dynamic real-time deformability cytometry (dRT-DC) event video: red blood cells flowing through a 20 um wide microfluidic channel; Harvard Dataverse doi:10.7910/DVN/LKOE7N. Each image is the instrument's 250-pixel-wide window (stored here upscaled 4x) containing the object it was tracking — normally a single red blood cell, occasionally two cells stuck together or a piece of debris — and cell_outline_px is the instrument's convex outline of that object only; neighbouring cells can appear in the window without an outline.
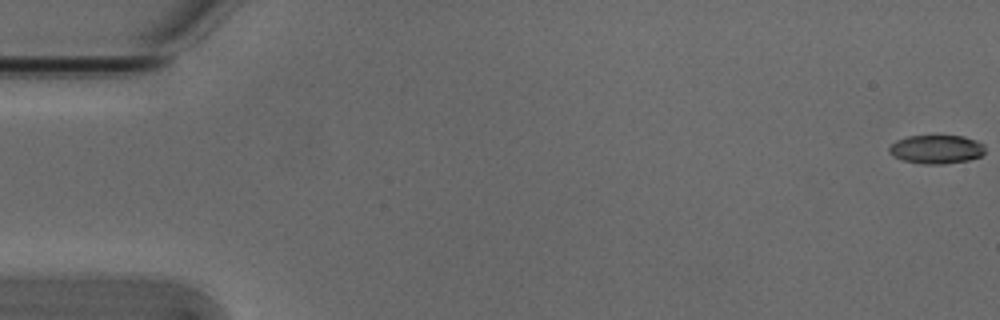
{"species": "Egyptian fruit bat (a non-hibernating species)", "species_latin": "Rousettus aegyptiacus", "temperature_condition": "cold", "stored_images_in_passage": 54, "camera_frame_rate_fps": 3000, "um_per_image_px": 0.085, "animal": {"sex": "male"}, "frame": {"image": 1, "passage_image": 1, "time_ms": 0.0, "image_size_px": [1000, 320], "cell_outline_px": [[984, 152], [980, 156], [968, 160], [944, 164], [924, 164], [904, 160], [892, 156], [888, 152], [888, 148], [896, 140], [908, 136], [964, 136], [976, 140], [984, 144]], "centroid_in_image_um": [79.58, 12.69], "position_along_channel_um": 5.4, "area_um2": 16.01}}
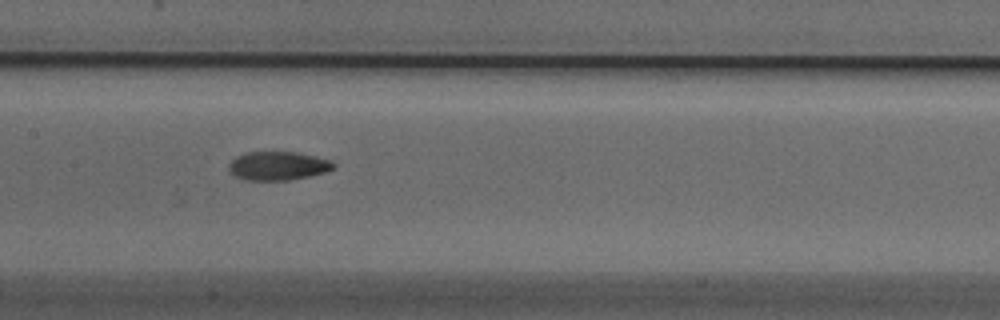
{"frame": {"image": 2, "passage_image": 27, "time_ms": 8.667, "image_size_px": [1000, 320], "cell_outline_px": [[336, 168], [324, 172], [308, 176], [288, 180], [244, 180], [228, 172], [228, 164], [236, 156], [248, 152], [296, 152], [316, 156], [332, 160], [336, 164]], "centroid_in_image_um": [23.63, 14.09], "position_along_channel_um": 183.8, "area_um2": 17.63}}
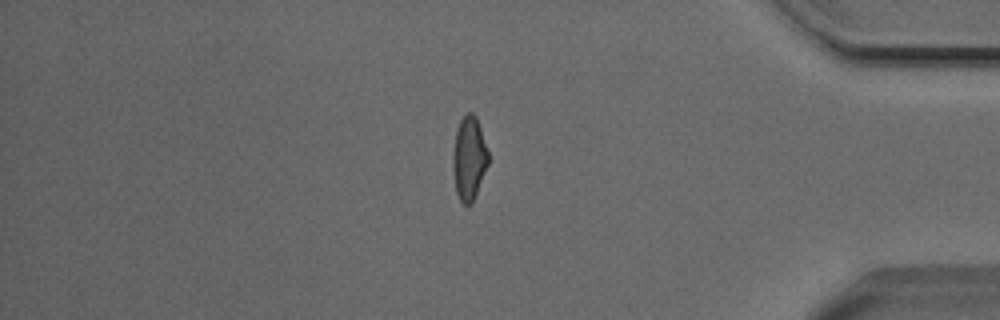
{"frame": {"image": 3, "passage_image": 46, "time_ms": 15.0, "image_size_px": [1000, 320], "cell_outline_px": [[488, 164], [472, 204], [464, 204], [460, 200], [456, 192], [452, 168], [452, 156], [456, 128], [460, 120], [468, 112], [472, 112], [476, 116], [488, 152]], "centroid_in_image_um": [39.85, 13.45], "position_along_channel_um": 395.4, "area_um2": 17.22}, "authors_computed_cell_mechanics": {"area_um2": 17.5423, "velocity_mm_per_s": 3.8493, "shape_relaxation_time_tau1_ms": 4.9885, "shape_relaxation_time_tau2_ms": 2.6249, "deformation_change_tau1": 0.1814, "deformation_change_tau2": 0.0893}}